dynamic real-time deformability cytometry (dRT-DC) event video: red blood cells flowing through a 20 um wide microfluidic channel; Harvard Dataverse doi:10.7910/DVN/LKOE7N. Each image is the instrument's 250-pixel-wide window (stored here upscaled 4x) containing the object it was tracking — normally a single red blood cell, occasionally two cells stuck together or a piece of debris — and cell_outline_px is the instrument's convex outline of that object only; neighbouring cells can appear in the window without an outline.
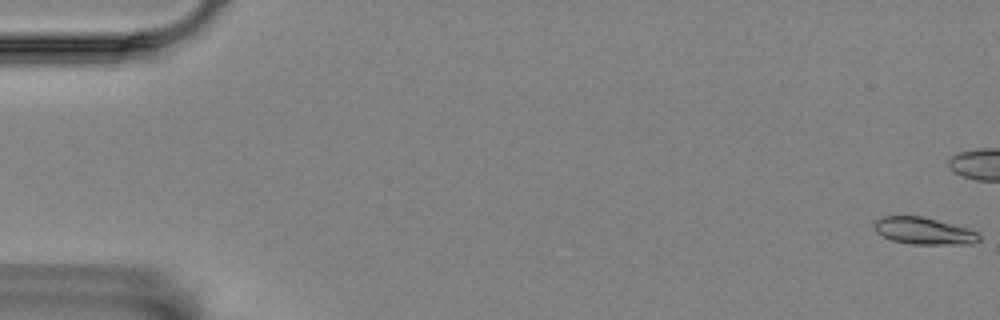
{"species": "Egyptian fruit bat (a non-hibernating species)", "species_latin": "Rousettus aegyptiacus", "temperature_condition": "room temperature", "stored_images_in_passage": 58, "camera_frame_rate_fps": 3000, "um_per_image_px": 0.085, "animal": {"sex": "female"}, "frame": {"image": 1, "passage_image": 1, "time_ms": 0.0, "image_size_px": [1000, 320], "cell_outline_px": [[980, 240], [972, 244], [912, 244], [892, 240], [876, 232], [872, 224], [880, 216], [920, 216], [968, 228], [976, 232], [980, 236]], "centroid_in_image_um": [78.5, 19.63], "position_along_channel_um": 6.5, "area_um2": 16.42}}
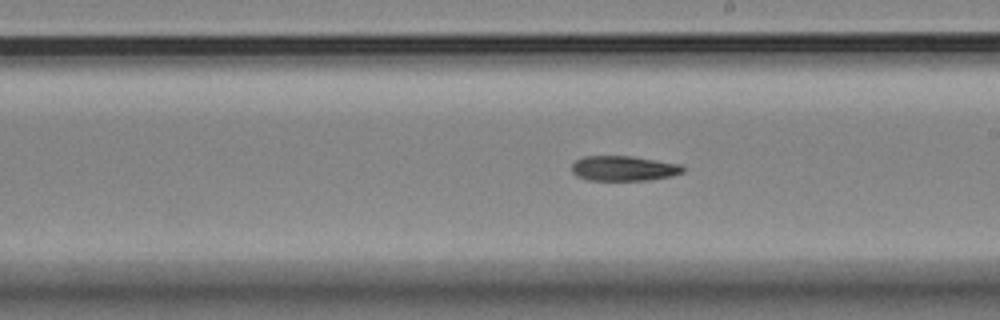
{"frame": {"image": 2, "passage_image": 33, "time_ms": 10.667, "image_size_px": [1000, 320], "cell_outline_px": [[688, 168], [684, 172], [672, 176], [648, 180], [588, 180], [576, 176], [572, 172], [572, 164], [576, 160], [584, 156], [632, 156], [684, 164]], "centroid_in_image_um": [53.08, 14.31], "position_along_channel_um": 235.9, "area_um2": 16.53}}
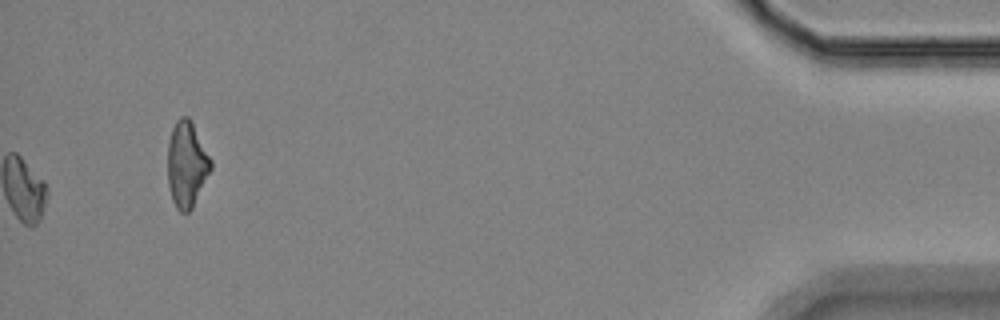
{"frame": {"image": 3, "passage_image": 58, "time_ms": 19.0, "image_size_px": [1000, 320], "cell_outline_px": [[212, 168], [192, 208], [188, 212], [180, 212], [176, 208], [172, 200], [168, 188], [168, 140], [172, 128], [176, 120], [180, 116], [188, 116], [212, 160]], "centroid_in_image_um": [15.86, 13.98], "position_along_channel_um": 419.3, "area_um2": 21.56}, "authors_computed_cell_mechanics": {"area_um2": 16.6753, "velocity_mm_per_s": 3.5312, "shape_relaxation_time_tau1_ms": null, "shape_relaxation_time_tau2_ms": 8.6739, "deformation_change_tau1": null, "deformation_change_tau2": 0.1735}}